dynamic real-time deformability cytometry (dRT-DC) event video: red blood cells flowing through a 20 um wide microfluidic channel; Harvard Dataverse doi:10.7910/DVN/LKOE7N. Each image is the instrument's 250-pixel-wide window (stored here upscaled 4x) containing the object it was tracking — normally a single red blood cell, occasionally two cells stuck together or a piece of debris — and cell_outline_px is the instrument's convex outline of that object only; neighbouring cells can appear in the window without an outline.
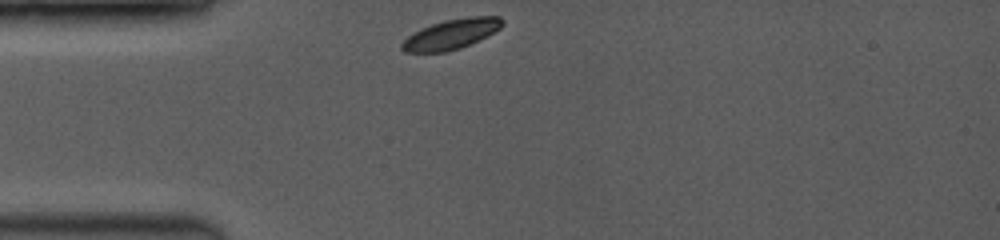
{"species": "common noctule bat (a hibernating species)", "species_latin": "Nyctalus noctula", "temperature_condition": "room temperature", "stored_images_in_passage": 5, "camera_frame_rate_fps": 3500, "um_per_image_px": 0.085, "animal": {"sex": "female", "body_mass_g": 19.0, "forearm_length_mm": 53.3}, "frame": {"image": 1, "passage_image": 1, "time_ms": 0.0, "image_size_px": [1000, 240], "cell_outline_px": [[504, 24], [500, 28], [460, 48], [444, 52], [404, 52], [400, 48], [400, 44], [408, 36], [420, 28], [444, 20], [468, 16], [500, 16], [504, 20]], "centroid_in_image_um": [38.32, 2.89], "position_along_channel_um": 46.7, "area_um2": 17.4}}
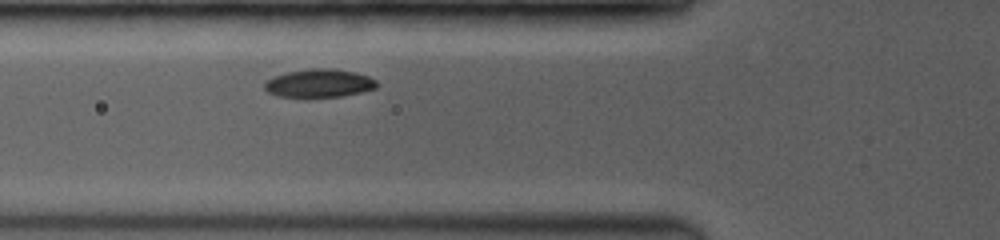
{"frame": {"image": 2, "passage_image": 5, "time_ms": 1.714, "image_size_px": [1000, 240], "cell_outline_px": [[376, 88], [360, 92], [340, 96], [304, 100], [276, 96], [268, 92], [264, 88], [264, 80], [272, 76], [288, 72], [308, 68], [332, 68], [356, 72], [368, 76], [376, 80]], "centroid_in_image_um": [27.04, 7.11], "position_along_channel_um": 98.8, "area_um2": 19.31}}